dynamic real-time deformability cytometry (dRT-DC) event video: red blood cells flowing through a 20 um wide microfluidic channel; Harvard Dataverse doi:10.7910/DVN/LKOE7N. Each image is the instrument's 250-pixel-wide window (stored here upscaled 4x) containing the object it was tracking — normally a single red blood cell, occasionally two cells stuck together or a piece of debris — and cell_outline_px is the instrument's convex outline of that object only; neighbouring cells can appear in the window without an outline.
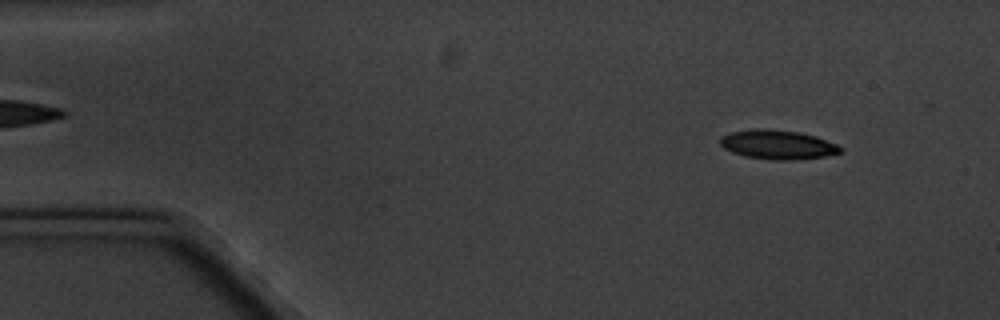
{"species": "common noctule bat (a hibernating species)", "species_latin": "Nyctalus noctula", "temperature_condition": "cold", "stored_images_in_passage": 5, "camera_frame_rate_fps": 3000, "um_per_image_px": 0.085, "animal": {"sex": "male", "body_mass_g": 20.1, "forearm_length_mm": 53.5}, "frame": {"image": 1, "passage_image": 1, "time_ms": 0.0, "image_size_px": [1000, 320], "cell_outline_px": [[844, 152], [824, 156], [792, 160], [772, 160], [744, 156], [732, 152], [724, 148], [720, 144], [720, 136], [732, 132], [756, 128], [764, 128], [800, 132], [816, 136], [836, 144], [844, 148]], "centroid_in_image_um": [66.11, 12.29], "position_along_channel_um": 18.9, "area_um2": 20.58}}
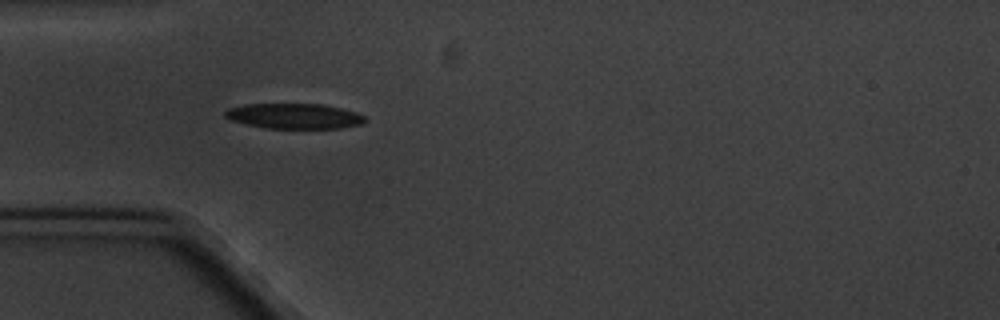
{"frame": {"image": 2, "passage_image": 4, "time_ms": 3.667, "image_size_px": [1000, 320], "cell_outline_px": [[364, 120], [360, 124], [340, 128], [264, 128], [232, 120], [224, 116], [224, 112], [228, 108], [244, 104], [324, 104], [356, 112], [364, 116]], "centroid_in_image_um": [24.98, 9.86], "position_along_channel_um": 60.0, "area_um2": 20.4}}